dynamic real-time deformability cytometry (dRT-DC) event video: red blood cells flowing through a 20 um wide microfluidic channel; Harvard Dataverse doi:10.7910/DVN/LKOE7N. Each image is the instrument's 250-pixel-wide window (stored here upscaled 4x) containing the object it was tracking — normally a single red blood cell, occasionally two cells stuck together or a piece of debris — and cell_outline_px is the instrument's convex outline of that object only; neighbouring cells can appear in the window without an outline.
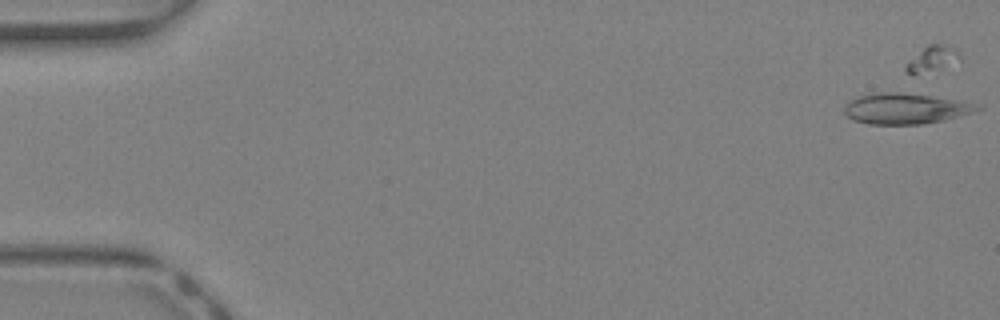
{"species": "Egyptian fruit bat (a non-hibernating species)", "species_latin": "Rousettus aegyptiacus", "temperature_condition": "warm", "stored_images_in_passage": 27, "camera_frame_rate_fps": 3000, "um_per_image_px": 0.085, "animal": {"sex": "female"}, "frame": {"image": 1, "passage_image": 1, "time_ms": 0.0, "image_size_px": [1000, 320], "cell_outline_px": [[984, 108], [972, 112], [944, 120], [924, 124], [868, 124], [852, 120], [844, 112], [844, 108], [848, 100], [872, 92], [912, 92], [960, 100]], "centroid_in_image_um": [76.92, 9.21], "position_along_channel_um": 8.1, "area_um2": 24.04}}